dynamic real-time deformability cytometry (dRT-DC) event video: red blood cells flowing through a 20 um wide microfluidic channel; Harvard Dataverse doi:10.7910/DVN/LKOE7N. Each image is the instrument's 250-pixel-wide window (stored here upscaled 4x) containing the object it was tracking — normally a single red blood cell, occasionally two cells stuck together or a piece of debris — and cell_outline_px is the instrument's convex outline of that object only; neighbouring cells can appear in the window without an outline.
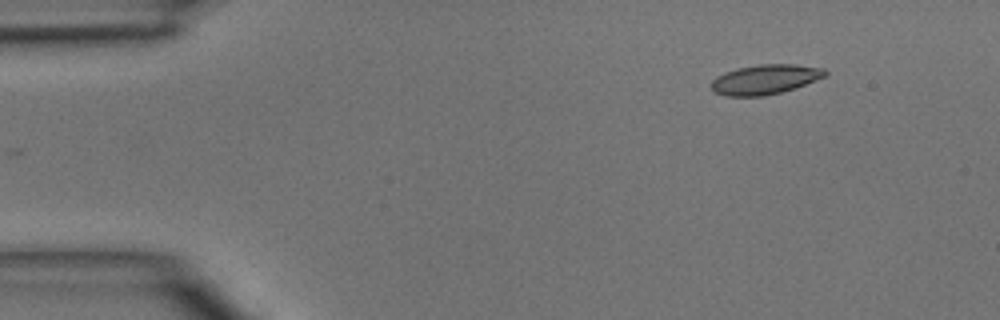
{"species": "common noctule bat (a hibernating species)", "species_latin": "Nyctalus noctula", "temperature_condition": "room temperature", "stored_images_in_passage": 42, "camera_frame_rate_fps": 3000, "um_per_image_px": 0.085, "animal": {"sex": "male", "body_mass_g": 15.6}, "frame": {"image": 1, "passage_image": 1, "time_ms": 0.0, "image_size_px": [1000, 320], "cell_outline_px": [[828, 76], [796, 88], [764, 96], [724, 96], [712, 92], [712, 80], [716, 76], [724, 72], [736, 68], [760, 64], [796, 64], [824, 68], [828, 72]], "centroid_in_image_um": [65.05, 6.75], "position_along_channel_um": 19.9, "area_um2": 20.06}}
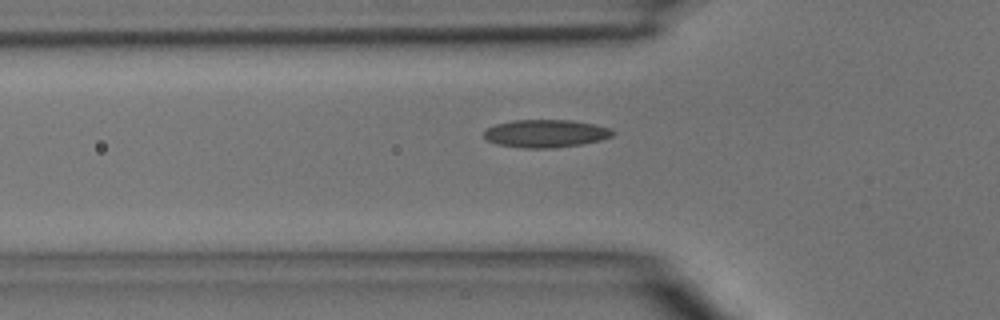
{"frame": {"image": 2, "passage_image": 11, "time_ms": 3.333, "image_size_px": [1000, 320], "cell_outline_px": [[616, 132], [612, 136], [600, 140], [584, 144], [556, 148], [524, 148], [496, 144], [488, 140], [484, 136], [484, 132], [488, 128], [496, 124], [512, 120], [568, 120], [596, 124], [612, 128]], "centroid_in_image_um": [46.43, 11.35], "position_along_channel_um": 79.4, "area_um2": 21.04}}
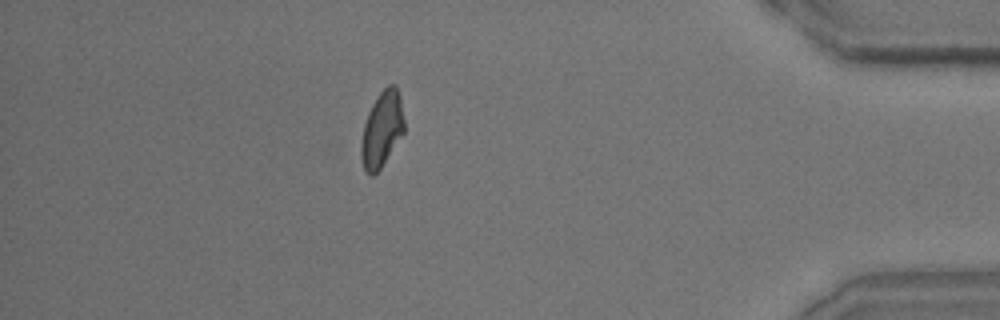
{"frame": {"image": 3, "passage_image": 37, "time_ms": 12.0, "image_size_px": [1000, 320], "cell_outline_px": [[404, 132], [380, 168], [372, 176], [364, 168], [360, 156], [360, 144], [364, 124], [368, 112], [372, 104], [380, 92], [388, 84], [396, 84], [400, 96], [404, 120]], "centroid_in_image_um": [32.46, 10.95], "position_along_channel_um": 402.7, "area_um2": 18.84}}